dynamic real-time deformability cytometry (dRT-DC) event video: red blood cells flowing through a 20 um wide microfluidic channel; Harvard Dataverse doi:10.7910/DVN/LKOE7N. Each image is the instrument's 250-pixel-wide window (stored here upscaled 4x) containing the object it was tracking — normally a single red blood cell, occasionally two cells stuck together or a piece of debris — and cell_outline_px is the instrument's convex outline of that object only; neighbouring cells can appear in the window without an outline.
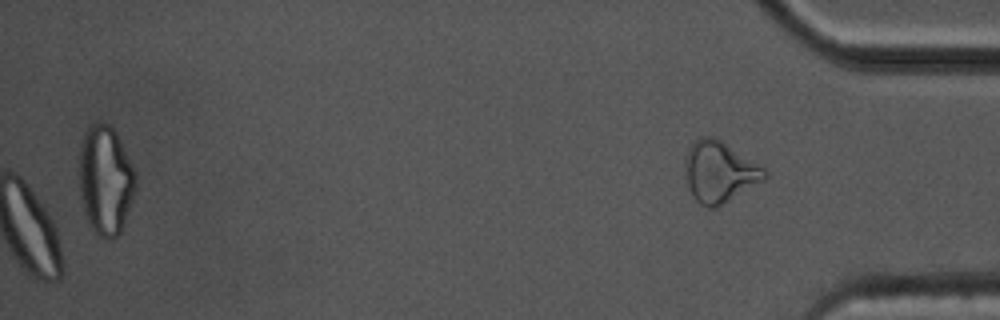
{"species": "common noctule bat (a hibernating species)", "species_latin": "Nyctalus noctula", "temperature_condition": "cold", "stored_images_in_passage": 43, "camera_frame_rate_fps": 3000, "um_per_image_px": 0.085, "animal": {"sex": "male", "body_mass_g": 17.5, "forearm_length_mm": 52.3}, "frame": {"image": 1, "passage_image": 43, "time_ms": 14.0, "image_size_px": [1000, 320], "cell_outline_px": [[768, 176], [764, 180], [716, 208], [708, 208], [700, 204], [692, 196], [688, 184], [684, 160], [688, 148], [700, 136], [716, 136], [764, 168], [768, 172]], "centroid_in_image_um": [61.15, 14.59], "position_along_channel_um": 374.1, "area_um2": 28.26}, "authors_computed_cell_mechanics": {"area_um2": 21.2704, "velocity_mm_per_s": 3.4181, "shape_relaxation_time_tau1_ms": 3.3346, "shape_relaxation_time_tau2_ms": 3.4073, "deformation_change_tau1": 0.0845, "deformation_change_tau2": 0.0746}}